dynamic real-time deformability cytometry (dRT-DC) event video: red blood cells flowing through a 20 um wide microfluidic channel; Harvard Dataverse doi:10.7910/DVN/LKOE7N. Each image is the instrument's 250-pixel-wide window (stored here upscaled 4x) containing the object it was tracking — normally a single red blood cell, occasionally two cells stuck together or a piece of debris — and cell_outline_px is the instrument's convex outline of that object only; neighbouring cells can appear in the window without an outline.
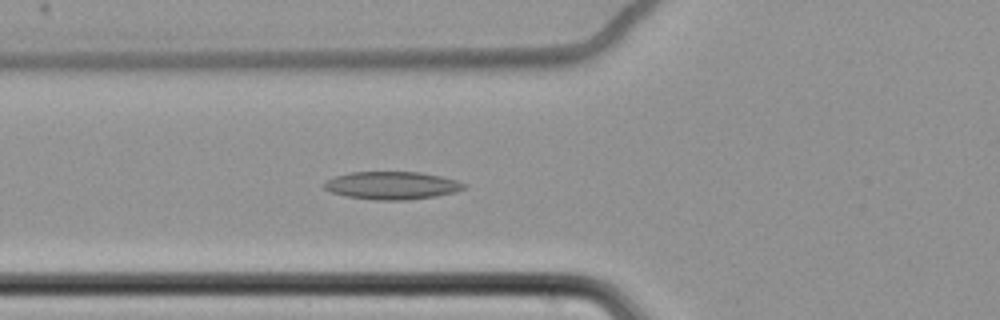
{"species": "common noctule bat (a hibernating species)", "species_latin": "Nyctalus noctula", "temperature_condition": "cold", "stored_images_in_passage": 64, "camera_frame_rate_fps": 3000, "um_per_image_px": 0.085, "animal": {"sex": "female", "body_mass_g": 22.7, "forearm_length_mm": 54.2}, "frame": {"image": 1, "passage_image": 27, "time_ms": 8.667, "image_size_px": [1000, 320], "cell_outline_px": [[468, 188], [456, 192], [436, 196], [404, 200], [376, 200], [344, 196], [332, 192], [324, 188], [324, 184], [328, 180], [336, 176], [348, 172], [420, 172], [440, 176], [456, 180], [468, 184]], "centroid_in_image_um": [33.36, 15.76], "position_along_channel_um": 92.4, "area_um2": 22.72}}
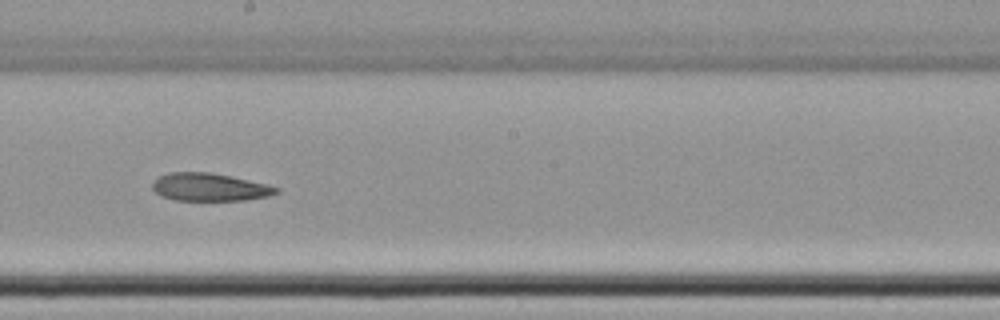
{"frame": {"image": 2, "passage_image": 39, "time_ms": 12.667, "image_size_px": [1000, 320], "cell_outline_px": [[280, 192], [268, 196], [244, 200], [176, 200], [164, 196], [156, 192], [152, 188], [152, 180], [168, 172], [212, 172], [268, 184], [280, 188]], "centroid_in_image_um": [17.83, 15.89], "position_along_channel_um": 230.4, "area_um2": 20.11}}
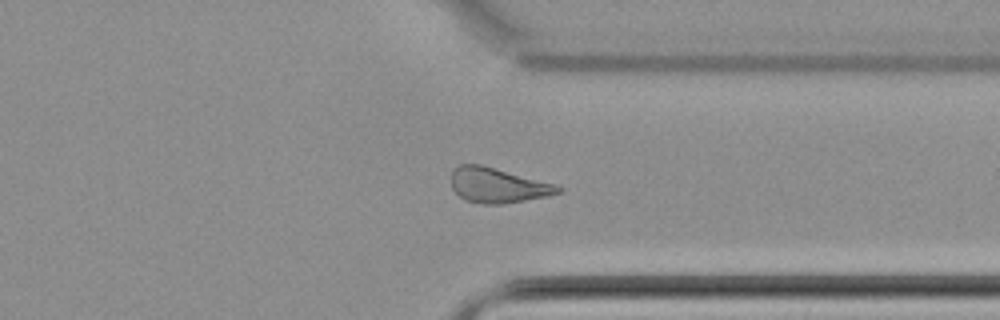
{"frame": {"image": 3, "passage_image": 51, "time_ms": 16.667, "image_size_px": [1000, 320], "cell_outline_px": [[564, 188], [560, 192], [548, 196], [500, 204], [484, 204], [464, 200], [452, 188], [452, 172], [460, 164], [480, 164], [556, 184]], "centroid_in_image_um": [42.32, 15.75], "position_along_channel_um": 369.1, "area_um2": 21.56}, "authors_computed_cell_mechanics": {"area_um2": 23.6113, "velocity_mm_per_s": 3.4534, "shape_relaxation_time_tau1_ms": null, "shape_relaxation_time_tau2_ms": 5.9463, "deformation_change_tau1": null, "deformation_change_tau2": 0.1341}}